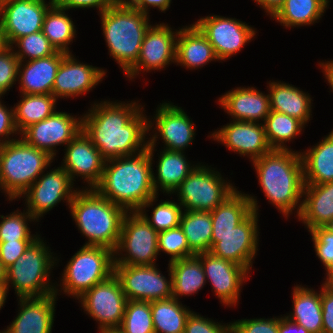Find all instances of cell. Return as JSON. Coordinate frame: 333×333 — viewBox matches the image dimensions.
<instances>
[{"label":"cell","mask_w":333,"mask_h":333,"mask_svg":"<svg viewBox=\"0 0 333 333\" xmlns=\"http://www.w3.org/2000/svg\"><path fill=\"white\" fill-rule=\"evenodd\" d=\"M138 99L94 100L82 113V130L105 160L147 149L148 112Z\"/></svg>","instance_id":"6da1fadb"},{"label":"cell","mask_w":333,"mask_h":333,"mask_svg":"<svg viewBox=\"0 0 333 333\" xmlns=\"http://www.w3.org/2000/svg\"><path fill=\"white\" fill-rule=\"evenodd\" d=\"M265 200L288 220L302 208L304 173L301 154L295 150H272L250 162ZM296 213V214H295Z\"/></svg>","instance_id":"7a4b0ae2"},{"label":"cell","mask_w":333,"mask_h":333,"mask_svg":"<svg viewBox=\"0 0 333 333\" xmlns=\"http://www.w3.org/2000/svg\"><path fill=\"white\" fill-rule=\"evenodd\" d=\"M148 149L105 161L100 182L94 189L126 212H138L156 191Z\"/></svg>","instance_id":"3957f363"},{"label":"cell","mask_w":333,"mask_h":333,"mask_svg":"<svg viewBox=\"0 0 333 333\" xmlns=\"http://www.w3.org/2000/svg\"><path fill=\"white\" fill-rule=\"evenodd\" d=\"M108 55L125 75L137 62L144 36L153 24L151 16L129 2H115L99 14Z\"/></svg>","instance_id":"277c9868"},{"label":"cell","mask_w":333,"mask_h":333,"mask_svg":"<svg viewBox=\"0 0 333 333\" xmlns=\"http://www.w3.org/2000/svg\"><path fill=\"white\" fill-rule=\"evenodd\" d=\"M70 216L75 228L86 242L83 245L102 246L115 250L122 221L127 213L102 197L94 188H79L70 203Z\"/></svg>","instance_id":"5b68a950"},{"label":"cell","mask_w":333,"mask_h":333,"mask_svg":"<svg viewBox=\"0 0 333 333\" xmlns=\"http://www.w3.org/2000/svg\"><path fill=\"white\" fill-rule=\"evenodd\" d=\"M47 242L41 234L6 269L8 291L14 289L16 298L41 297L55 293L56 280L52 279L53 270L58 269L62 258Z\"/></svg>","instance_id":"8992f818"},{"label":"cell","mask_w":333,"mask_h":333,"mask_svg":"<svg viewBox=\"0 0 333 333\" xmlns=\"http://www.w3.org/2000/svg\"><path fill=\"white\" fill-rule=\"evenodd\" d=\"M55 159L21 137L2 144L0 152V193L15 202Z\"/></svg>","instance_id":"52a82bcc"},{"label":"cell","mask_w":333,"mask_h":333,"mask_svg":"<svg viewBox=\"0 0 333 333\" xmlns=\"http://www.w3.org/2000/svg\"><path fill=\"white\" fill-rule=\"evenodd\" d=\"M62 269L57 280L55 294L78 299L95 284L114 274L113 251L107 247L80 245Z\"/></svg>","instance_id":"ba28073f"},{"label":"cell","mask_w":333,"mask_h":333,"mask_svg":"<svg viewBox=\"0 0 333 333\" xmlns=\"http://www.w3.org/2000/svg\"><path fill=\"white\" fill-rule=\"evenodd\" d=\"M212 166L200 162L172 194L183 210L210 212L237 189L235 182Z\"/></svg>","instance_id":"9c48e42d"},{"label":"cell","mask_w":333,"mask_h":333,"mask_svg":"<svg viewBox=\"0 0 333 333\" xmlns=\"http://www.w3.org/2000/svg\"><path fill=\"white\" fill-rule=\"evenodd\" d=\"M153 113L148 116L147 147H158L159 144L161 149L178 152L192 147L197 135L196 123L186 109L171 100H162Z\"/></svg>","instance_id":"30bf717a"},{"label":"cell","mask_w":333,"mask_h":333,"mask_svg":"<svg viewBox=\"0 0 333 333\" xmlns=\"http://www.w3.org/2000/svg\"><path fill=\"white\" fill-rule=\"evenodd\" d=\"M158 232L139 212L123 218L118 244L113 251L114 265L151 266L158 261Z\"/></svg>","instance_id":"8fae6325"},{"label":"cell","mask_w":333,"mask_h":333,"mask_svg":"<svg viewBox=\"0 0 333 333\" xmlns=\"http://www.w3.org/2000/svg\"><path fill=\"white\" fill-rule=\"evenodd\" d=\"M77 186L59 164L53 168L50 165L16 201L22 199L24 209L39 223L61 202L69 209L75 192L80 188Z\"/></svg>","instance_id":"7c38bea8"},{"label":"cell","mask_w":333,"mask_h":333,"mask_svg":"<svg viewBox=\"0 0 333 333\" xmlns=\"http://www.w3.org/2000/svg\"><path fill=\"white\" fill-rule=\"evenodd\" d=\"M76 300L80 310L96 321V331H113L121 327L128 300L115 274L95 284Z\"/></svg>","instance_id":"4fadbf2b"},{"label":"cell","mask_w":333,"mask_h":333,"mask_svg":"<svg viewBox=\"0 0 333 333\" xmlns=\"http://www.w3.org/2000/svg\"><path fill=\"white\" fill-rule=\"evenodd\" d=\"M259 218L260 214L252 211L227 234H212L209 252L213 256L241 265L252 273L260 250Z\"/></svg>","instance_id":"5bb4252c"},{"label":"cell","mask_w":333,"mask_h":333,"mask_svg":"<svg viewBox=\"0 0 333 333\" xmlns=\"http://www.w3.org/2000/svg\"><path fill=\"white\" fill-rule=\"evenodd\" d=\"M207 37L221 63L239 54L258 35L257 28L241 19L208 14L193 22Z\"/></svg>","instance_id":"9a60e30c"},{"label":"cell","mask_w":333,"mask_h":333,"mask_svg":"<svg viewBox=\"0 0 333 333\" xmlns=\"http://www.w3.org/2000/svg\"><path fill=\"white\" fill-rule=\"evenodd\" d=\"M171 26L169 23L156 22L147 30L136 64L124 75L134 82L141 74L152 73L153 71H164L170 65H175L176 40L179 27Z\"/></svg>","instance_id":"2e32d148"},{"label":"cell","mask_w":333,"mask_h":333,"mask_svg":"<svg viewBox=\"0 0 333 333\" xmlns=\"http://www.w3.org/2000/svg\"><path fill=\"white\" fill-rule=\"evenodd\" d=\"M158 267V264L114 265V274L119 279L127 300L152 302L172 297V273L169 265L166 271L168 274L165 275Z\"/></svg>","instance_id":"e0dca14e"},{"label":"cell","mask_w":333,"mask_h":333,"mask_svg":"<svg viewBox=\"0 0 333 333\" xmlns=\"http://www.w3.org/2000/svg\"><path fill=\"white\" fill-rule=\"evenodd\" d=\"M75 114L57 110L24 129L20 137L33 147L46 151L57 162L60 148L65 147L82 130V114Z\"/></svg>","instance_id":"ac0fdd59"},{"label":"cell","mask_w":333,"mask_h":333,"mask_svg":"<svg viewBox=\"0 0 333 333\" xmlns=\"http://www.w3.org/2000/svg\"><path fill=\"white\" fill-rule=\"evenodd\" d=\"M204 268L209 282L221 306L235 308L239 306L244 285L250 281L251 273L243 266L213 256L210 252L196 255ZM245 283V284H244Z\"/></svg>","instance_id":"d6986e66"},{"label":"cell","mask_w":333,"mask_h":333,"mask_svg":"<svg viewBox=\"0 0 333 333\" xmlns=\"http://www.w3.org/2000/svg\"><path fill=\"white\" fill-rule=\"evenodd\" d=\"M220 127L210 131L207 138L241 158H248L249 163L272 151L263 123L229 120Z\"/></svg>","instance_id":"ffe728a7"},{"label":"cell","mask_w":333,"mask_h":333,"mask_svg":"<svg viewBox=\"0 0 333 333\" xmlns=\"http://www.w3.org/2000/svg\"><path fill=\"white\" fill-rule=\"evenodd\" d=\"M107 72V68L81 62L76 54L67 53L56 74L52 95L58 101L85 97L108 77Z\"/></svg>","instance_id":"44dd1931"},{"label":"cell","mask_w":333,"mask_h":333,"mask_svg":"<svg viewBox=\"0 0 333 333\" xmlns=\"http://www.w3.org/2000/svg\"><path fill=\"white\" fill-rule=\"evenodd\" d=\"M62 150L64 153L59 165L68 173L75 184L78 180L85 186L94 188L101 180L105 159L93 145L91 139L81 130Z\"/></svg>","instance_id":"7402d4cb"},{"label":"cell","mask_w":333,"mask_h":333,"mask_svg":"<svg viewBox=\"0 0 333 333\" xmlns=\"http://www.w3.org/2000/svg\"><path fill=\"white\" fill-rule=\"evenodd\" d=\"M53 0H5L0 3V23L7 43L42 31L46 12Z\"/></svg>","instance_id":"603a6c76"},{"label":"cell","mask_w":333,"mask_h":333,"mask_svg":"<svg viewBox=\"0 0 333 333\" xmlns=\"http://www.w3.org/2000/svg\"><path fill=\"white\" fill-rule=\"evenodd\" d=\"M17 313L2 333H52L58 296L17 298Z\"/></svg>","instance_id":"cb8c5ba5"},{"label":"cell","mask_w":333,"mask_h":333,"mask_svg":"<svg viewBox=\"0 0 333 333\" xmlns=\"http://www.w3.org/2000/svg\"><path fill=\"white\" fill-rule=\"evenodd\" d=\"M229 120L264 123L270 113L268 91L256 86H237L215 100Z\"/></svg>","instance_id":"d4e9b609"},{"label":"cell","mask_w":333,"mask_h":333,"mask_svg":"<svg viewBox=\"0 0 333 333\" xmlns=\"http://www.w3.org/2000/svg\"><path fill=\"white\" fill-rule=\"evenodd\" d=\"M147 149L151 162L154 164L153 167L156 164V170L153 168L152 175L153 186L158 195H162V193L163 196L172 195L192 170L201 162L188 160L186 152L169 151L160 149V147L159 150H157V147H147Z\"/></svg>","instance_id":"484cf974"},{"label":"cell","mask_w":333,"mask_h":333,"mask_svg":"<svg viewBox=\"0 0 333 333\" xmlns=\"http://www.w3.org/2000/svg\"><path fill=\"white\" fill-rule=\"evenodd\" d=\"M213 62L220 63V60L207 37L194 23L181 25L176 40L175 65L193 71Z\"/></svg>","instance_id":"4316f807"},{"label":"cell","mask_w":333,"mask_h":333,"mask_svg":"<svg viewBox=\"0 0 333 333\" xmlns=\"http://www.w3.org/2000/svg\"><path fill=\"white\" fill-rule=\"evenodd\" d=\"M270 111L286 114L301 121L305 126L313 119V98L302 88L281 80L266 81Z\"/></svg>","instance_id":"83f0119b"},{"label":"cell","mask_w":333,"mask_h":333,"mask_svg":"<svg viewBox=\"0 0 333 333\" xmlns=\"http://www.w3.org/2000/svg\"><path fill=\"white\" fill-rule=\"evenodd\" d=\"M67 53H56L30 61L19 62L18 86L20 94H52L55 77L63 57Z\"/></svg>","instance_id":"f1b7e54d"},{"label":"cell","mask_w":333,"mask_h":333,"mask_svg":"<svg viewBox=\"0 0 333 333\" xmlns=\"http://www.w3.org/2000/svg\"><path fill=\"white\" fill-rule=\"evenodd\" d=\"M333 218V182L324 184H305L302 208L297 222L307 232L323 227Z\"/></svg>","instance_id":"f546056e"},{"label":"cell","mask_w":333,"mask_h":333,"mask_svg":"<svg viewBox=\"0 0 333 333\" xmlns=\"http://www.w3.org/2000/svg\"><path fill=\"white\" fill-rule=\"evenodd\" d=\"M291 291L292 309L283 315L309 333H322L321 287L317 290L309 285L294 283Z\"/></svg>","instance_id":"4dcf8cb0"},{"label":"cell","mask_w":333,"mask_h":333,"mask_svg":"<svg viewBox=\"0 0 333 333\" xmlns=\"http://www.w3.org/2000/svg\"><path fill=\"white\" fill-rule=\"evenodd\" d=\"M253 193L237 189L214 210L210 211L212 234H227L240 224L252 211L259 214L261 207Z\"/></svg>","instance_id":"1f68e13d"},{"label":"cell","mask_w":333,"mask_h":333,"mask_svg":"<svg viewBox=\"0 0 333 333\" xmlns=\"http://www.w3.org/2000/svg\"><path fill=\"white\" fill-rule=\"evenodd\" d=\"M309 147V148H308ZM300 152L305 184L333 182V128L322 139Z\"/></svg>","instance_id":"d6a6232c"},{"label":"cell","mask_w":333,"mask_h":333,"mask_svg":"<svg viewBox=\"0 0 333 333\" xmlns=\"http://www.w3.org/2000/svg\"><path fill=\"white\" fill-rule=\"evenodd\" d=\"M333 0H285L282 7L270 19L285 28L309 27L321 22Z\"/></svg>","instance_id":"836d02e7"},{"label":"cell","mask_w":333,"mask_h":333,"mask_svg":"<svg viewBox=\"0 0 333 333\" xmlns=\"http://www.w3.org/2000/svg\"><path fill=\"white\" fill-rule=\"evenodd\" d=\"M166 265H169L172 273L173 298L181 301L183 296L197 295L207 286L203 265L196 255L175 260Z\"/></svg>","instance_id":"e575fe53"},{"label":"cell","mask_w":333,"mask_h":333,"mask_svg":"<svg viewBox=\"0 0 333 333\" xmlns=\"http://www.w3.org/2000/svg\"><path fill=\"white\" fill-rule=\"evenodd\" d=\"M68 13L53 3L44 16L42 32L57 51L74 53L71 45L77 39L78 29Z\"/></svg>","instance_id":"d590c367"},{"label":"cell","mask_w":333,"mask_h":333,"mask_svg":"<svg viewBox=\"0 0 333 333\" xmlns=\"http://www.w3.org/2000/svg\"><path fill=\"white\" fill-rule=\"evenodd\" d=\"M20 99L13 105L16 129L21 133L34 123L53 115L59 101L52 94H20Z\"/></svg>","instance_id":"8d00e7d4"},{"label":"cell","mask_w":333,"mask_h":333,"mask_svg":"<svg viewBox=\"0 0 333 333\" xmlns=\"http://www.w3.org/2000/svg\"><path fill=\"white\" fill-rule=\"evenodd\" d=\"M173 297L151 302L155 333H184L191 307Z\"/></svg>","instance_id":"74e56055"},{"label":"cell","mask_w":333,"mask_h":333,"mask_svg":"<svg viewBox=\"0 0 333 333\" xmlns=\"http://www.w3.org/2000/svg\"><path fill=\"white\" fill-rule=\"evenodd\" d=\"M263 124L272 150L302 151L289 146L291 142H295L294 139L305 133L306 126L301 121L286 114L270 111Z\"/></svg>","instance_id":"f35d334b"},{"label":"cell","mask_w":333,"mask_h":333,"mask_svg":"<svg viewBox=\"0 0 333 333\" xmlns=\"http://www.w3.org/2000/svg\"><path fill=\"white\" fill-rule=\"evenodd\" d=\"M180 227L195 255L210 251L213 227L209 211L183 210Z\"/></svg>","instance_id":"ab89813d"},{"label":"cell","mask_w":333,"mask_h":333,"mask_svg":"<svg viewBox=\"0 0 333 333\" xmlns=\"http://www.w3.org/2000/svg\"><path fill=\"white\" fill-rule=\"evenodd\" d=\"M166 196H169L170 199L159 200L158 194L151 197L138 211L157 232L180 226L183 208L178 201L176 202L175 199L171 197L172 195H165V197ZM150 209L152 210V212H150L151 214L148 213Z\"/></svg>","instance_id":"60d3db41"},{"label":"cell","mask_w":333,"mask_h":333,"mask_svg":"<svg viewBox=\"0 0 333 333\" xmlns=\"http://www.w3.org/2000/svg\"><path fill=\"white\" fill-rule=\"evenodd\" d=\"M7 214H0V242L34 241L41 235L40 231L32 233L30 227L39 223L24 208H16Z\"/></svg>","instance_id":"b9f144b4"},{"label":"cell","mask_w":333,"mask_h":333,"mask_svg":"<svg viewBox=\"0 0 333 333\" xmlns=\"http://www.w3.org/2000/svg\"><path fill=\"white\" fill-rule=\"evenodd\" d=\"M120 333H155L151 315V302L128 300Z\"/></svg>","instance_id":"7bdbcfd3"},{"label":"cell","mask_w":333,"mask_h":333,"mask_svg":"<svg viewBox=\"0 0 333 333\" xmlns=\"http://www.w3.org/2000/svg\"><path fill=\"white\" fill-rule=\"evenodd\" d=\"M10 47L19 62L45 58L57 52L42 31L18 38Z\"/></svg>","instance_id":"ee69618b"},{"label":"cell","mask_w":333,"mask_h":333,"mask_svg":"<svg viewBox=\"0 0 333 333\" xmlns=\"http://www.w3.org/2000/svg\"><path fill=\"white\" fill-rule=\"evenodd\" d=\"M157 243L159 257L162 253L169 256L168 263L195 256L190 250L187 238L180 226L158 232Z\"/></svg>","instance_id":"f6af8a7d"},{"label":"cell","mask_w":333,"mask_h":333,"mask_svg":"<svg viewBox=\"0 0 333 333\" xmlns=\"http://www.w3.org/2000/svg\"><path fill=\"white\" fill-rule=\"evenodd\" d=\"M19 59L9 46L0 54V97L8 95L18 83Z\"/></svg>","instance_id":"bcb514c9"},{"label":"cell","mask_w":333,"mask_h":333,"mask_svg":"<svg viewBox=\"0 0 333 333\" xmlns=\"http://www.w3.org/2000/svg\"><path fill=\"white\" fill-rule=\"evenodd\" d=\"M184 333H232V323L203 316L195 310L186 320Z\"/></svg>","instance_id":"7dc6e473"},{"label":"cell","mask_w":333,"mask_h":333,"mask_svg":"<svg viewBox=\"0 0 333 333\" xmlns=\"http://www.w3.org/2000/svg\"><path fill=\"white\" fill-rule=\"evenodd\" d=\"M232 333H278L279 316L232 320Z\"/></svg>","instance_id":"c3c4849f"},{"label":"cell","mask_w":333,"mask_h":333,"mask_svg":"<svg viewBox=\"0 0 333 333\" xmlns=\"http://www.w3.org/2000/svg\"><path fill=\"white\" fill-rule=\"evenodd\" d=\"M309 234L316 258L325 269L333 260V233L324 227H316Z\"/></svg>","instance_id":"681fc988"},{"label":"cell","mask_w":333,"mask_h":333,"mask_svg":"<svg viewBox=\"0 0 333 333\" xmlns=\"http://www.w3.org/2000/svg\"><path fill=\"white\" fill-rule=\"evenodd\" d=\"M0 97V144L11 142L20 137L14 122V107L5 104ZM7 105V106H6Z\"/></svg>","instance_id":"f907efd6"},{"label":"cell","mask_w":333,"mask_h":333,"mask_svg":"<svg viewBox=\"0 0 333 333\" xmlns=\"http://www.w3.org/2000/svg\"><path fill=\"white\" fill-rule=\"evenodd\" d=\"M116 1L115 0H53V3L59 7L67 9L68 11L76 10H98L96 11L99 15L106 9L111 7ZM76 9V10H75Z\"/></svg>","instance_id":"816d5d0a"},{"label":"cell","mask_w":333,"mask_h":333,"mask_svg":"<svg viewBox=\"0 0 333 333\" xmlns=\"http://www.w3.org/2000/svg\"><path fill=\"white\" fill-rule=\"evenodd\" d=\"M33 241L0 242V261L7 269L29 247Z\"/></svg>","instance_id":"f5cc1de1"},{"label":"cell","mask_w":333,"mask_h":333,"mask_svg":"<svg viewBox=\"0 0 333 333\" xmlns=\"http://www.w3.org/2000/svg\"><path fill=\"white\" fill-rule=\"evenodd\" d=\"M321 304L323 317L322 333H333V293L321 286Z\"/></svg>","instance_id":"db71d44e"},{"label":"cell","mask_w":333,"mask_h":333,"mask_svg":"<svg viewBox=\"0 0 333 333\" xmlns=\"http://www.w3.org/2000/svg\"><path fill=\"white\" fill-rule=\"evenodd\" d=\"M129 3L136 9L150 16L151 9L166 13L171 8L172 0H130Z\"/></svg>","instance_id":"11a10c76"},{"label":"cell","mask_w":333,"mask_h":333,"mask_svg":"<svg viewBox=\"0 0 333 333\" xmlns=\"http://www.w3.org/2000/svg\"><path fill=\"white\" fill-rule=\"evenodd\" d=\"M270 19L282 7L285 0H252Z\"/></svg>","instance_id":"9f6ffc18"},{"label":"cell","mask_w":333,"mask_h":333,"mask_svg":"<svg viewBox=\"0 0 333 333\" xmlns=\"http://www.w3.org/2000/svg\"><path fill=\"white\" fill-rule=\"evenodd\" d=\"M278 333H309L303 326L289 320L286 316H279Z\"/></svg>","instance_id":"6f0895ef"},{"label":"cell","mask_w":333,"mask_h":333,"mask_svg":"<svg viewBox=\"0 0 333 333\" xmlns=\"http://www.w3.org/2000/svg\"><path fill=\"white\" fill-rule=\"evenodd\" d=\"M318 68H320V72L323 73V76L325 78L324 82L329 86V94L333 92V59L330 60H320L318 64H316Z\"/></svg>","instance_id":"680465c9"},{"label":"cell","mask_w":333,"mask_h":333,"mask_svg":"<svg viewBox=\"0 0 333 333\" xmlns=\"http://www.w3.org/2000/svg\"><path fill=\"white\" fill-rule=\"evenodd\" d=\"M324 272L325 276L320 286H322L326 291L333 293V269H325Z\"/></svg>","instance_id":"91938a15"},{"label":"cell","mask_w":333,"mask_h":333,"mask_svg":"<svg viewBox=\"0 0 333 333\" xmlns=\"http://www.w3.org/2000/svg\"><path fill=\"white\" fill-rule=\"evenodd\" d=\"M8 294H9V291H8L7 285L0 284V310H2L5 307V303L7 302Z\"/></svg>","instance_id":"94428289"},{"label":"cell","mask_w":333,"mask_h":333,"mask_svg":"<svg viewBox=\"0 0 333 333\" xmlns=\"http://www.w3.org/2000/svg\"><path fill=\"white\" fill-rule=\"evenodd\" d=\"M9 47L0 23V54Z\"/></svg>","instance_id":"6125c7cd"},{"label":"cell","mask_w":333,"mask_h":333,"mask_svg":"<svg viewBox=\"0 0 333 333\" xmlns=\"http://www.w3.org/2000/svg\"><path fill=\"white\" fill-rule=\"evenodd\" d=\"M0 284H6V268L0 261Z\"/></svg>","instance_id":"be15d7a7"},{"label":"cell","mask_w":333,"mask_h":333,"mask_svg":"<svg viewBox=\"0 0 333 333\" xmlns=\"http://www.w3.org/2000/svg\"><path fill=\"white\" fill-rule=\"evenodd\" d=\"M326 230H328L330 233H333V218L323 226Z\"/></svg>","instance_id":"e7e4bbea"},{"label":"cell","mask_w":333,"mask_h":333,"mask_svg":"<svg viewBox=\"0 0 333 333\" xmlns=\"http://www.w3.org/2000/svg\"><path fill=\"white\" fill-rule=\"evenodd\" d=\"M97 333H120L118 330H113V331H99Z\"/></svg>","instance_id":"03108f58"},{"label":"cell","mask_w":333,"mask_h":333,"mask_svg":"<svg viewBox=\"0 0 333 333\" xmlns=\"http://www.w3.org/2000/svg\"><path fill=\"white\" fill-rule=\"evenodd\" d=\"M325 269H333V260Z\"/></svg>","instance_id":"003e7915"},{"label":"cell","mask_w":333,"mask_h":333,"mask_svg":"<svg viewBox=\"0 0 333 333\" xmlns=\"http://www.w3.org/2000/svg\"><path fill=\"white\" fill-rule=\"evenodd\" d=\"M116 2H129L130 0H115Z\"/></svg>","instance_id":"a7ac6f4b"}]
</instances>
